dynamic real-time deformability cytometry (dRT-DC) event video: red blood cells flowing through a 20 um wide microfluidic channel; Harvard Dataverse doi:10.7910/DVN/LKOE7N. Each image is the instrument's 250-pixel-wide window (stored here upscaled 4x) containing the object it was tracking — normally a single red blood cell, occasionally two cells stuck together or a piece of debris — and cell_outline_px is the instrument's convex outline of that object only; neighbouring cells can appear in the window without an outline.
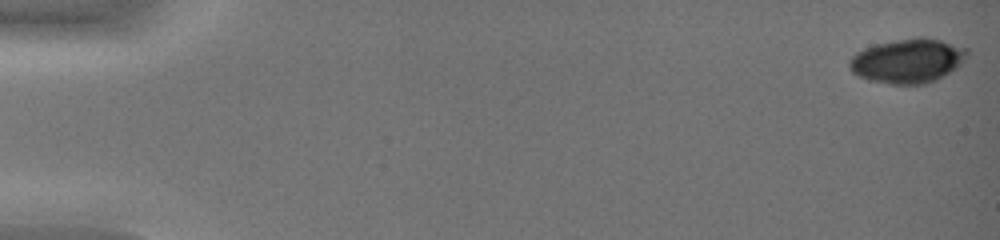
{"species": "common noctule bat (a hibernating species)", "species_latin": "Nyctalus noctula", "temperature_condition": "warm", "stored_images_in_passage": 14, "camera_frame_rate_fps": 3000, "um_per_image_px": 0.085, "animal": {"sex": "female", "body_mass_g": 19.0, "forearm_length_mm": 51.5}, "frame": {"image": 1, "passage_image": 1, "time_ms": 0.0, "image_size_px": [1000, 240], "cell_outline_px": [[968, 56], [956, 68], [936, 80], [924, 84], [892, 84], [868, 80], [852, 72], [848, 64], [848, 60], [856, 52], [864, 48], [876, 44], [920, 36], [924, 36], [940, 40], [968, 48]], "centroid_in_image_um": [77.16, 5.16], "position_along_channel_um": 7.8, "area_um2": 30.4}}
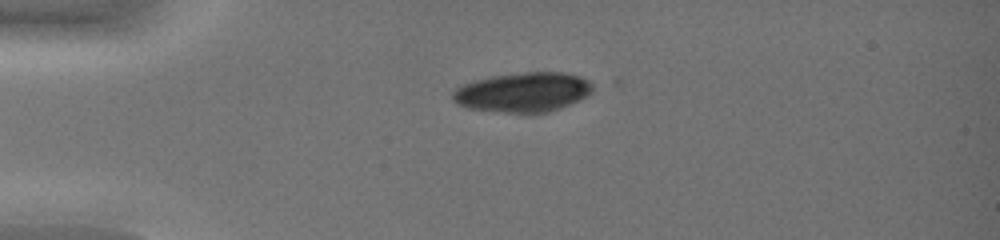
{"frame": {"image": 2, "passage_image": 13, "time_ms": 4.0, "image_size_px": [1000, 240], "cell_outline_px": [[592, 92], [588, 96], [580, 100], [560, 108], [548, 112], [504, 112], [468, 108], [456, 104], [452, 100], [452, 92], [460, 84], [492, 76], [524, 72], [564, 72], [580, 76], [588, 80], [592, 84]], "centroid_in_image_um": [44.45, 7.83], "position_along_channel_um": 40.5, "area_um2": 32.37}}